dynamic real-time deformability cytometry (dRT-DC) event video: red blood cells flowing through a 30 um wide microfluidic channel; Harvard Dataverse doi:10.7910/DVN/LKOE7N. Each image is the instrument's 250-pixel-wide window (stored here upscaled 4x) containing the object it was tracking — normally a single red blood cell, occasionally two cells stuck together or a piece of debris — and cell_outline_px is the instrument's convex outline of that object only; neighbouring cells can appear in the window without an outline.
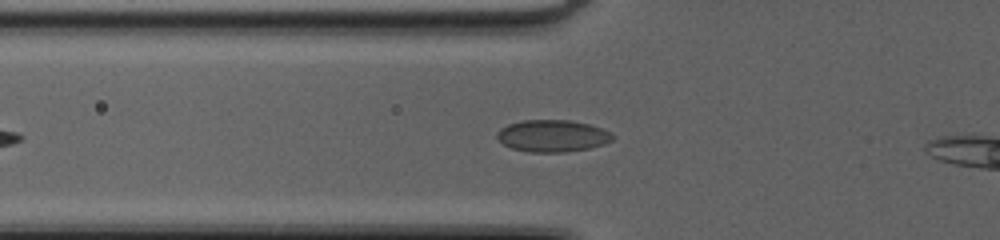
{"species": "common noctule bat (a hibernating species)", "species_latin": "Nyctalus noctula", "temperature_condition": "cold", "stored_images_in_passage": 32, "camera_frame_rate_fps": 3000, "um_per_image_px": 0.085, "animal": {"sex": "female", "body_mass_g": 20.0, "forearm_length_mm": 54.0}, "frame": {"image": 1, "passage_image": 6, "time_ms": 1.667, "image_size_px": [1000, 240], "cell_outline_px": [[616, 136], [612, 140], [604, 144], [588, 148], [564, 152], [528, 152], [512, 148], [504, 144], [496, 136], [496, 132], [500, 128], [508, 124], [524, 120], [568, 120], [588, 124], [600, 128]], "centroid_in_image_um": [46.94, 11.55], "position_along_channel_um": 78.9, "area_um2": 21.39}}
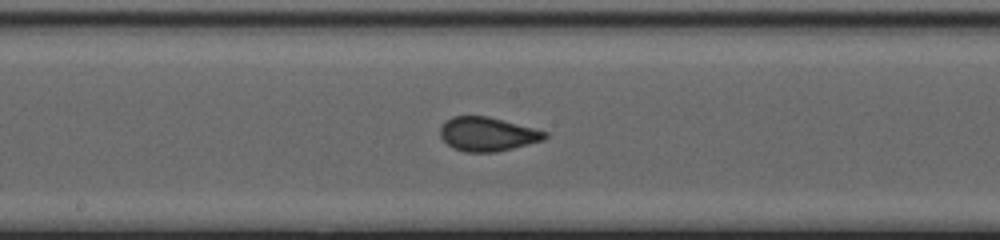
{"frame": {"image": 2, "passage_image": 15, "time_ms": 4.667, "image_size_px": [1000, 240], "cell_outline_px": [[548, 136], [544, 140], [496, 152], [464, 152], [452, 148], [440, 136], [440, 128], [452, 116], [488, 116], [548, 132]], "centroid_in_image_um": [41.43, 11.41], "position_along_channel_um": 206.8, "area_um2": 20.58}}
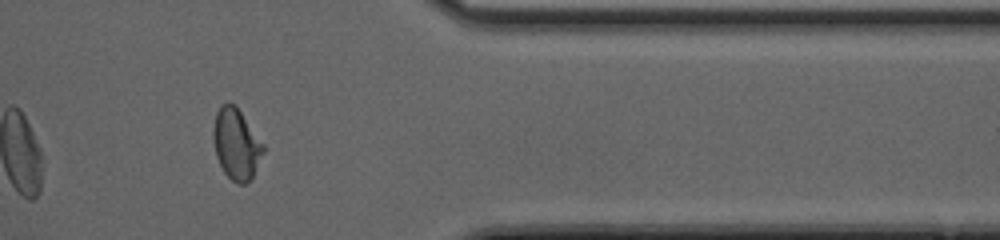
{"frame": {"image": 3, "passage_image": 29, "time_ms": 9.333, "image_size_px": [1000, 240], "cell_outline_px": [[264, 152], [252, 176], [244, 184], [240, 184], [232, 180], [224, 172], [216, 156], [212, 136], [212, 132], [216, 112], [220, 104], [228, 100], [236, 104], [264, 144]], "centroid_in_image_um": [20.06, 12.17], "position_along_channel_um": 391.3, "area_um2": 20.81}}